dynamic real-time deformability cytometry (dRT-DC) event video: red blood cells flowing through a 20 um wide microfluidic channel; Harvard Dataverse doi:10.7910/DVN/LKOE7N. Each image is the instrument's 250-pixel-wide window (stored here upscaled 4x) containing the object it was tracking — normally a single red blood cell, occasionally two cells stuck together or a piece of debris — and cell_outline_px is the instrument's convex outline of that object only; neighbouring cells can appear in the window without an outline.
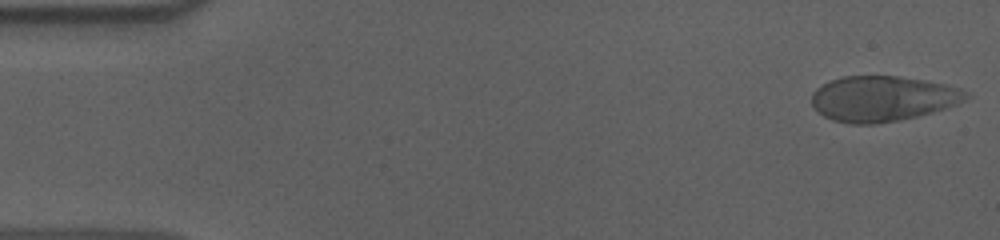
{"species": "human", "species_latin": "Homo sapiens", "temperature_condition": "cold", "stored_images_in_passage": 55, "camera_frame_rate_fps": 3000, "um_per_image_px": 0.085, "donor": {"sex": "male"}, "frame": {"image": 1, "passage_image": 1, "time_ms": 0.0, "image_size_px": [1000, 240], "cell_outline_px": [[972, 96], [956, 104], [932, 112], [916, 116], [876, 124], [852, 124], [832, 120], [824, 116], [812, 104], [812, 92], [816, 88], [832, 80], [844, 76], [896, 76], [924, 80], [948, 84], [960, 88]], "centroid_in_image_um": [75.03, 8.38], "position_along_channel_um": 10.0, "area_um2": 40.58}}
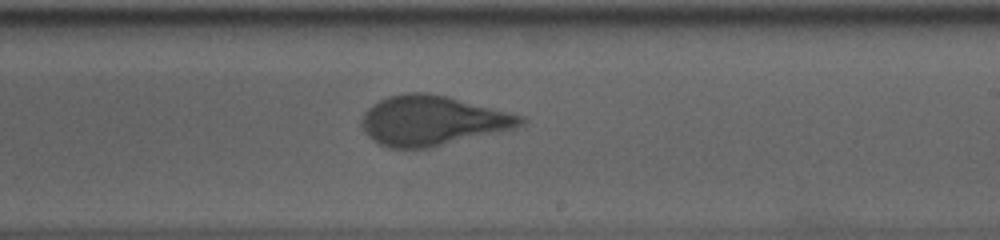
{"frame": {"image": 2, "passage_image": 32, "time_ms": 10.333, "image_size_px": [1000, 240], "cell_outline_px": [[524, 124], [516, 128], [428, 148], [388, 148], [372, 140], [364, 132], [360, 124], [364, 112], [372, 104], [388, 96], [408, 92], [424, 92], [444, 96], [524, 116]], "centroid_in_image_um": [36.7, 10.26], "position_along_channel_um": 252.3, "area_um2": 45.72}}
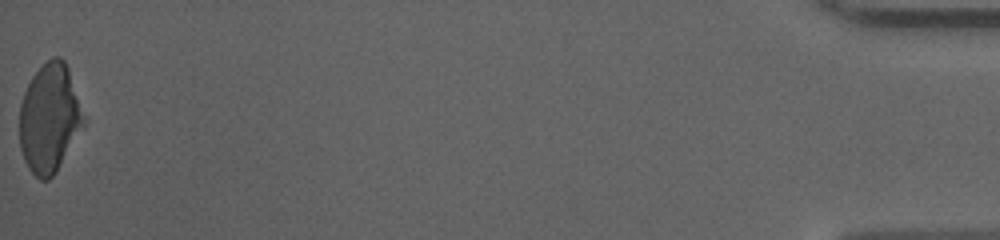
{"frame": {"image": 3, "passage_image": 55, "time_ms": 18.0, "image_size_px": [1000, 240], "cell_outline_px": [[84, 120], [56, 172], [48, 180], [40, 180], [28, 168], [24, 160], [20, 148], [20, 104], [24, 92], [32, 76], [52, 56], [60, 56], [64, 60], [68, 68]], "centroid_in_image_um": [4.15, 10.05], "position_along_channel_um": 431.1, "area_um2": 39.54}, "authors_computed_cell_mechanics": {"area_um2": 44.0436, "velocity_mm_per_s": 3.6291, "shape_relaxation_time_tau1_ms": 5.3337, "shape_relaxation_time_tau2_ms": null, "deformation_change_tau1": 0.1719, "deformation_change_tau2": null}}